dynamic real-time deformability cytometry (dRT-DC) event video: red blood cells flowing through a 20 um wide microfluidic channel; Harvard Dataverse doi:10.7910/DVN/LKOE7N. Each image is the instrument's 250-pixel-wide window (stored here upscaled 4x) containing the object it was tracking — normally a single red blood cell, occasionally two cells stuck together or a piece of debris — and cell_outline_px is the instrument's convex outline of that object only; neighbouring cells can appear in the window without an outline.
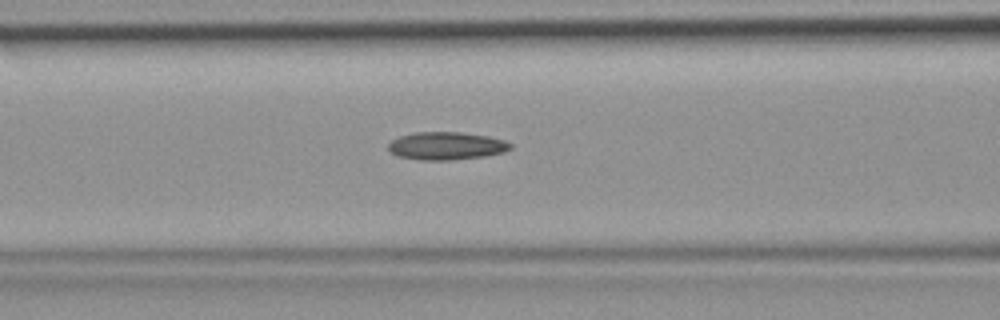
{"species": "common noctule bat (a hibernating species)", "species_latin": "Nyctalus noctula", "temperature_condition": "room temperature", "stored_images_in_passage": 48, "camera_frame_rate_fps": 3000, "um_per_image_px": 0.085, "animal": {"sex": "female", "body_mass_g": 19.9}, "frame": {"image": 1, "passage_image": 19, "time_ms": 6.0, "image_size_px": [1000, 320], "cell_outline_px": [[512, 148], [504, 152], [484, 156], [452, 160], [420, 160], [396, 156], [388, 148], [388, 144], [392, 140], [400, 136], [416, 132], [456, 132], [488, 136], [504, 140], [512, 144]], "centroid_in_image_um": [37.94, 12.4], "position_along_channel_um": 128.7, "area_um2": 19.77}}
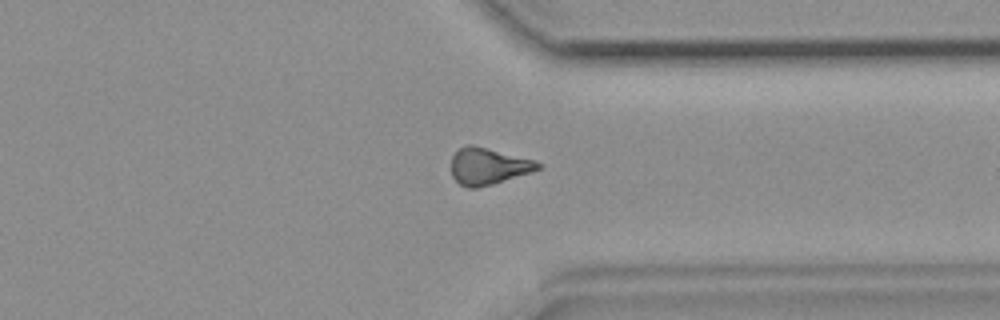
{"frame": {"image": 2, "passage_image": 36, "time_ms": 11.667, "image_size_px": [1000, 320], "cell_outline_px": [[544, 164], [540, 168], [532, 172], [492, 184], [476, 188], [468, 188], [460, 184], [452, 176], [452, 156], [460, 148], [468, 144], [472, 144], [536, 160]], "centroid_in_image_um": [41.53, 14.12], "position_along_channel_um": 369.9, "area_um2": 18.55}}
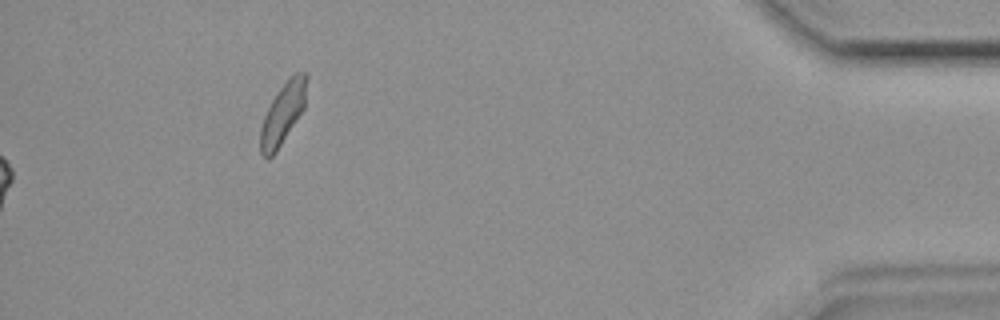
{"frame": {"image": 3, "passage_image": 48, "time_ms": 15.667, "image_size_px": [1000, 320], "cell_outline_px": [[308, 76], [304, 108], [276, 152], [268, 160], [260, 152], [260, 128], [264, 116], [272, 100], [280, 88], [296, 72], [304, 72]], "centroid_in_image_um": [24.04, 9.67], "position_along_channel_um": 411.2, "area_um2": 16.24}}